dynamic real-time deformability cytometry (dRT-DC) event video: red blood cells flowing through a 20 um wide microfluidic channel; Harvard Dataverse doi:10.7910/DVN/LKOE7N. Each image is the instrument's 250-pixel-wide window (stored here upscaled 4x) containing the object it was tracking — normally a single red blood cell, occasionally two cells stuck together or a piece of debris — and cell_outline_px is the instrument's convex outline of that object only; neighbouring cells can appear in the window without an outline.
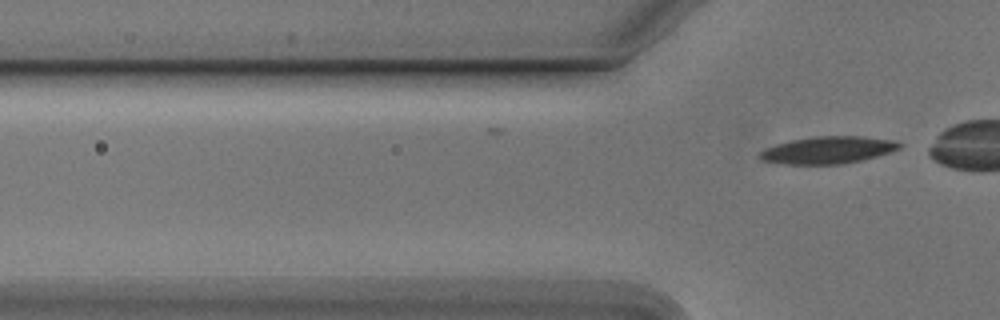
{"species": "Egyptian fruit bat (a non-hibernating species)", "species_latin": "Rousettus aegyptiacus", "temperature_condition": "cold", "stored_images_in_passage": 8, "camera_frame_rate_fps": 3000, "um_per_image_px": 0.085, "animal": {"sex": "male"}, "frame": {"image": 1, "passage_image": 8, "time_ms": 2.333, "image_size_px": [1000, 320], "cell_outline_px": [[904, 144], [900, 148], [876, 156], [844, 164], [784, 164], [760, 160], [760, 152], [764, 148], [776, 144], [792, 140], [816, 136], [860, 136], [896, 140]], "centroid_in_image_um": [70.38, 12.75], "position_along_channel_um": 55.4, "area_um2": 22.08}}